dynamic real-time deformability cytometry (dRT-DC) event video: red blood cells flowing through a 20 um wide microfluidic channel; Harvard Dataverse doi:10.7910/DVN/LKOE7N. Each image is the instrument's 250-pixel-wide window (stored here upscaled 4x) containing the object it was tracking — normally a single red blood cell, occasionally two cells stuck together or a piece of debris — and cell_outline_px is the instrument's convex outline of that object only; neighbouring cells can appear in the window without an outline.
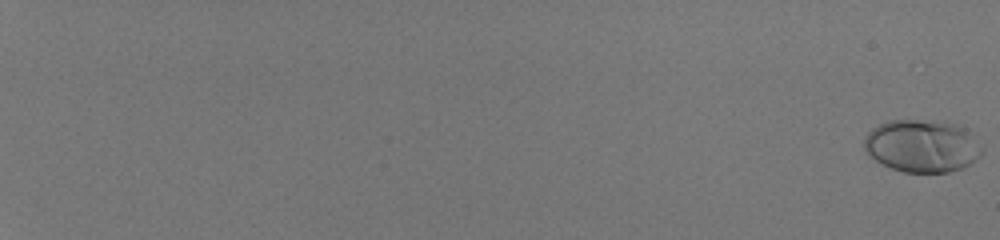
{"species": "human", "species_latin": "Homo sapiens", "temperature_condition": "room temperature", "stored_images_in_passage": 57, "camera_frame_rate_fps": 3000, "um_per_image_px": 0.085, "donor": {"sex": "male"}, "frame": {"image": 1, "passage_image": 1, "time_ms": 0.0, "image_size_px": [1000, 240], "cell_outline_px": [[984, 152], [976, 160], [964, 168], [948, 172], [904, 172], [892, 168], [868, 156], [864, 148], [864, 136], [872, 128], [880, 124], [892, 120], [916, 120], [956, 124], [968, 128], [984, 148]], "centroid_in_image_um": [78.42, 12.41], "position_along_channel_um": 6.6, "area_um2": 36.36}}
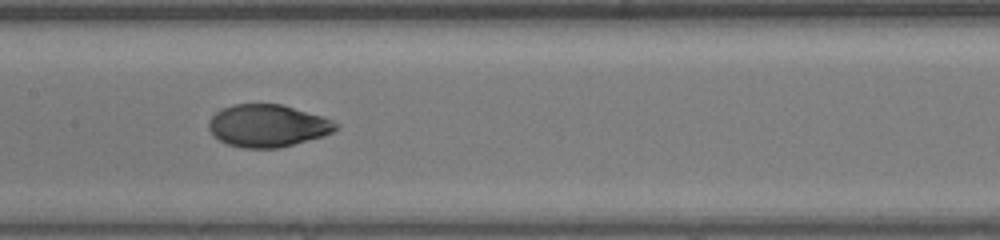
{"frame": {"image": 2, "passage_image": 36, "time_ms": 11.667, "image_size_px": [1000, 240], "cell_outline_px": [[340, 128], [324, 136], [280, 148], [244, 148], [228, 144], [212, 136], [208, 128], [208, 120], [220, 108], [232, 104], [280, 104], [324, 116], [340, 124]], "centroid_in_image_um": [22.76, 10.68], "position_along_channel_um": 184.6, "area_um2": 31.79}}
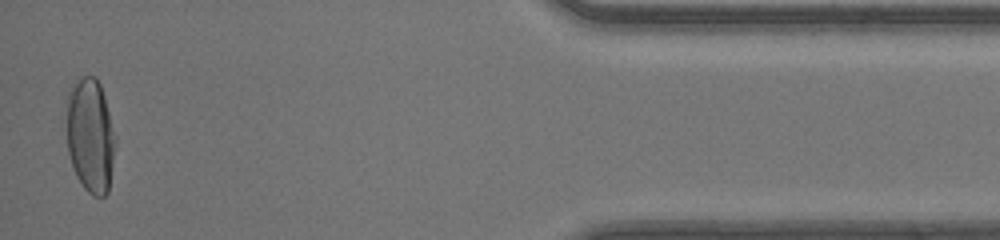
{"frame": {"image": 3, "passage_image": 57, "time_ms": 18.667, "image_size_px": [1000, 240], "cell_outline_px": [[116, 144], [108, 192], [104, 196], [92, 196], [84, 188], [76, 176], [68, 152], [68, 92], [84, 76], [96, 76], [100, 84], [104, 96], [116, 136]], "centroid_in_image_um": [7.72, 11.57], "position_along_channel_um": 427.5, "area_um2": 32.14}, "authors_computed_cell_mechanics": {"area_um2": 32.5414, "velocity_mm_per_s": 4.1605, "shape_relaxation_time_tau1_ms": 4.2468, "shape_relaxation_time_tau2_ms": null, "deformation_change_tau1": 0.2072, "deformation_change_tau2": null}}